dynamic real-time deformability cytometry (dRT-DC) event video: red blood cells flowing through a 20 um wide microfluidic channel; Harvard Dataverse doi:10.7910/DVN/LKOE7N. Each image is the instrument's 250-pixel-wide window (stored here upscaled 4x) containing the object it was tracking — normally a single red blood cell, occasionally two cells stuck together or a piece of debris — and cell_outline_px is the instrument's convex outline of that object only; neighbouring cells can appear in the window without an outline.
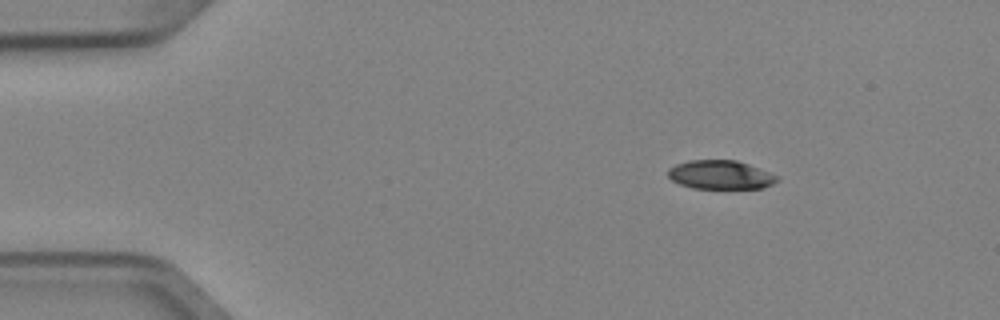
{"species": "Egyptian fruit bat (a non-hibernating species)", "species_latin": "Rousettus aegyptiacus", "temperature_condition": "cold", "stored_images_in_passage": 4, "camera_frame_rate_fps": 3000, "um_per_image_px": 0.085, "animal": {"sex": "female"}, "frame": {"image": 1, "passage_image": 1, "time_ms": 0.0, "image_size_px": [1000, 320], "cell_outline_px": [[780, 180], [764, 188], [692, 188], [680, 184], [672, 180], [668, 176], [668, 168], [676, 164], [688, 160], [736, 160], [748, 164], [780, 176]], "centroid_in_image_um": [61.26, 14.85], "position_along_channel_um": 23.7, "area_um2": 18.38}}
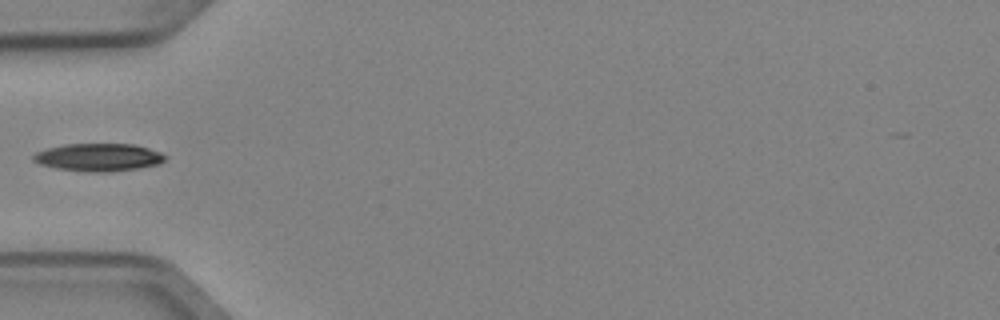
{"frame": {"image": 2, "passage_image": 3, "time_ms": 0.667, "image_size_px": [1000, 320], "cell_outline_px": [[168, 156], [160, 164], [140, 168], [108, 172], [88, 172], [56, 168], [40, 164], [32, 160], [32, 156], [36, 152], [48, 148], [64, 144], [132, 144], [148, 148], [160, 152]], "centroid_in_image_um": [8.39, 13.37], "position_along_channel_um": 76.6, "area_um2": 21.39}}
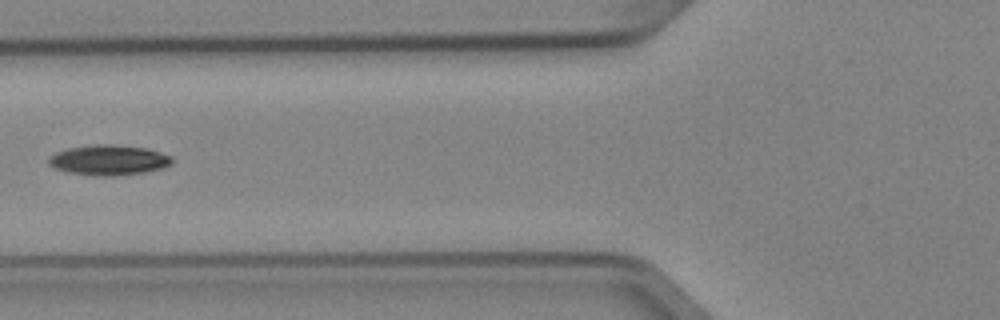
{"frame": {"image": 3, "passage_image": 4, "time_ms": 1.0, "image_size_px": [1000, 320], "cell_outline_px": [[172, 164], [164, 168], [144, 172], [116, 176], [96, 176], [68, 172], [56, 168], [48, 164], [48, 160], [56, 152], [68, 148], [96, 144], [112, 144], [148, 148], [172, 156]], "centroid_in_image_um": [9.28, 13.6], "position_along_channel_um": 116.5, "area_um2": 21.79}}